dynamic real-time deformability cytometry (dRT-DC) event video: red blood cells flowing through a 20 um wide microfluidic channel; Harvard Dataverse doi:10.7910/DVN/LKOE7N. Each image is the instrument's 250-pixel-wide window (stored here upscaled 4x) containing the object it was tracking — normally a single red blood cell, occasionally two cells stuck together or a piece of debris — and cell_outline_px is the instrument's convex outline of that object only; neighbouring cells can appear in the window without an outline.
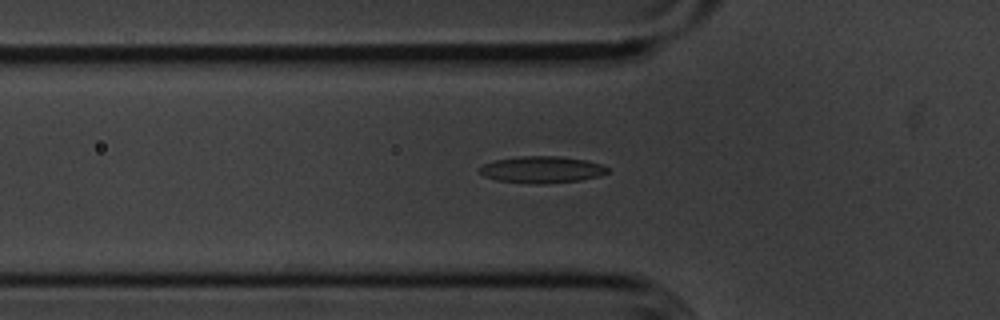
{"species": "common noctule bat (a hibernating species)", "species_latin": "Nyctalus noctula", "temperature_condition": "cold", "stored_images_in_passage": 50, "segment_of_instrument_passage": [1, 2], "camera_frame_rate_fps": 3000, "um_per_image_px": 0.085, "animal": {"sex": "male", "body_mass_g": 20.1, "forearm_length_mm": 53.5}, "frame": {"image": 1, "passage_image": 18, "time_ms": 5.667, "image_size_px": [1000, 320], "cell_outline_px": [[608, 172], [600, 176], [580, 180], [544, 184], [528, 184], [496, 180], [484, 176], [476, 168], [484, 164], [496, 160], [520, 156], [560, 156], [588, 160], [600, 164], [608, 168]], "centroid_in_image_um": [46.04, 14.42], "position_along_channel_um": 79.8, "area_um2": 20.11}}
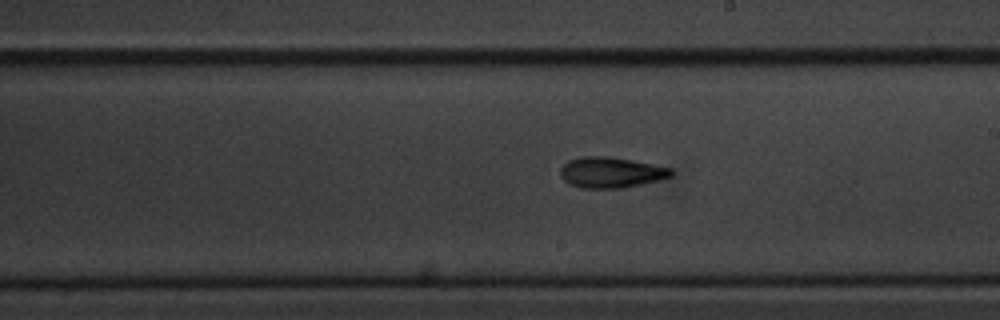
{"frame": {"image": 2, "passage_image": 31, "time_ms": 10.0, "image_size_px": [1000, 320], "cell_outline_px": [[672, 176], [640, 184], [620, 188], [580, 188], [568, 184], [560, 176], [560, 168], [568, 160], [580, 156], [608, 156], [632, 160], [672, 168]], "centroid_in_image_um": [51.87, 14.65], "position_along_channel_um": 237.1, "area_um2": 19.83}}
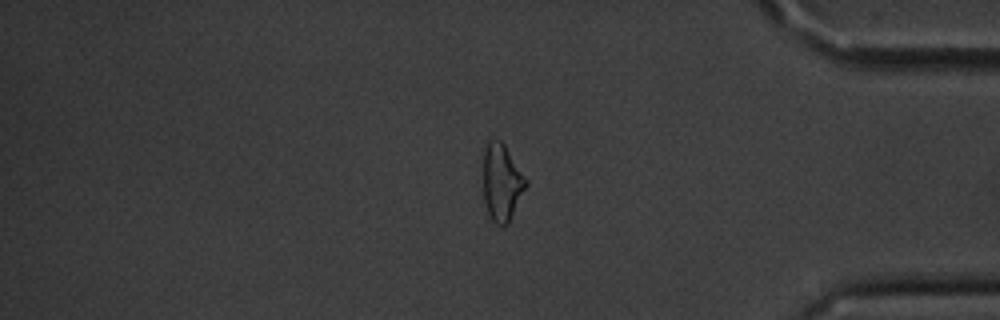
{"frame": {"image": 3, "passage_image": 46, "time_ms": 15.0, "image_size_px": [1000, 320], "cell_outline_px": [[528, 184], [508, 224], [504, 228], [496, 224], [492, 220], [488, 212], [484, 200], [484, 152], [488, 144], [492, 140], [500, 140], [504, 144], [528, 180]], "centroid_in_image_um": [42.68, 15.55], "position_along_channel_um": 392.5, "area_um2": 19.02}}